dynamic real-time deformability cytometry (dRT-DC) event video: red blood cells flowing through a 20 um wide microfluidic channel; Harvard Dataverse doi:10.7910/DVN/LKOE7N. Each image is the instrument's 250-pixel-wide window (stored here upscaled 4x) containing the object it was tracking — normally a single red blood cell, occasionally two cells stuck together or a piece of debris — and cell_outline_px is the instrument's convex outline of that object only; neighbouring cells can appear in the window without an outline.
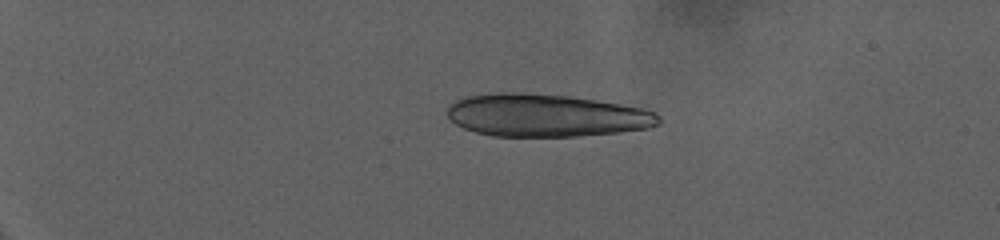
{"species": "human", "species_latin": "Homo sapiens", "temperature_condition": "warm", "stored_images_in_passage": 16, "camera_frame_rate_fps": 3000, "um_per_image_px": 0.085, "donor": {"sex": "female"}, "frame": {"image": 1, "passage_image": 1, "time_ms": 0.0, "image_size_px": [1000, 240], "cell_outline_px": [[660, 124], [648, 128], [620, 132], [576, 136], [492, 136], [476, 132], [464, 128], [456, 124], [444, 112], [444, 108], [448, 104], [464, 96], [496, 92], [524, 92], [568, 96], [596, 100], [644, 108], [656, 112], [660, 116]], "centroid_in_image_um": [46.38, 9.8], "position_along_channel_um": 38.6, "area_um2": 53.06}}